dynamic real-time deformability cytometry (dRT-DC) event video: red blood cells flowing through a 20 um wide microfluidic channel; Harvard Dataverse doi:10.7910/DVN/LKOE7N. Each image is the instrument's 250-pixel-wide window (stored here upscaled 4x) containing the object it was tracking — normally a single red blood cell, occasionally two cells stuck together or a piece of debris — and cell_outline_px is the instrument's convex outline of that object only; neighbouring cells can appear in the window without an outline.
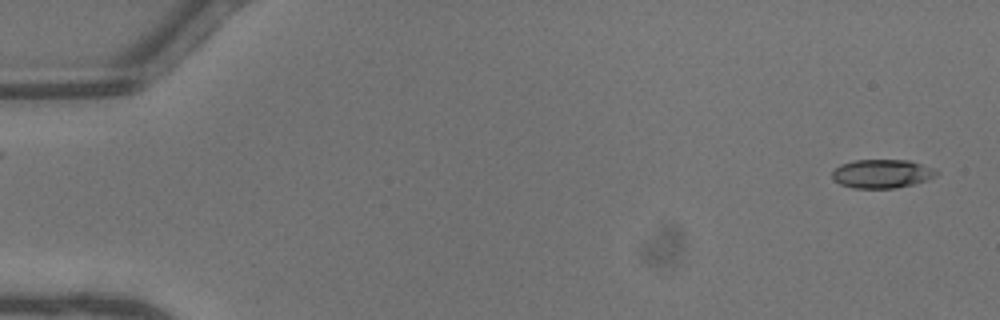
{"species": "common noctule bat (a hibernating species)", "species_latin": "Nyctalus noctula", "temperature_condition": "warm", "stored_images_in_passage": 45, "camera_frame_rate_fps": 3000, "um_per_image_px": 0.085, "animal": {"sex": "male", "body_mass_g": 13.3}, "frame": {"image": 1, "passage_image": 1, "time_ms": 0.0, "image_size_px": [1000, 320], "cell_outline_px": [[940, 172], [936, 176], [928, 180], [896, 188], [852, 188], [840, 184], [832, 180], [832, 172], [840, 164], [856, 160], [908, 160], [936, 168]], "centroid_in_image_um": [74.99, 14.76], "position_along_channel_um": 10.0, "area_um2": 17.63}}
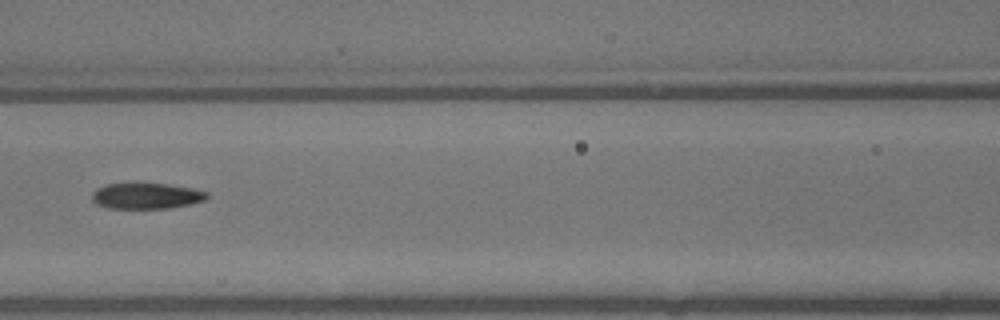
{"frame": {"image": 2, "passage_image": 20, "time_ms": 6.333, "image_size_px": [1000, 320], "cell_outline_px": [[208, 196], [204, 200], [172, 208], [108, 208], [96, 204], [92, 200], [92, 192], [96, 188], [104, 184], [168, 184], [192, 188], [208, 192]], "centroid_in_image_um": [12.41, 16.65], "position_along_channel_um": 154.2, "area_um2": 17.22}}
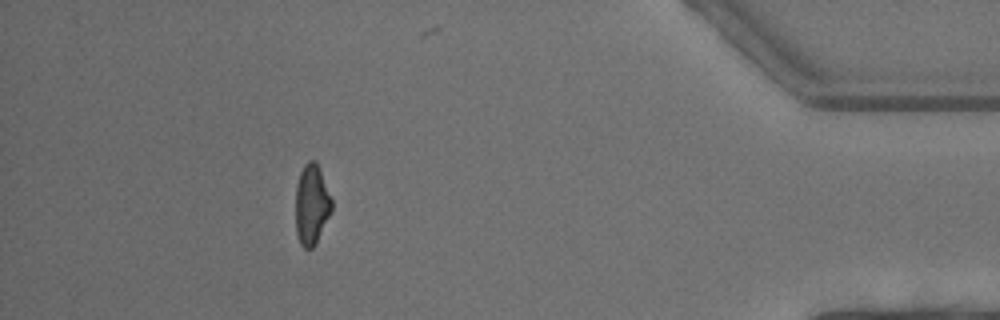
{"frame": {"image": 3, "passage_image": 40, "time_ms": 13.0, "image_size_px": [1000, 320], "cell_outline_px": [[332, 212], [316, 244], [312, 248], [304, 248], [300, 244], [296, 232], [296, 184], [300, 172], [304, 164], [308, 160], [316, 160], [320, 168], [332, 200]], "centroid_in_image_um": [26.5, 17.38], "position_along_channel_um": 408.7, "area_um2": 17.17}, "authors_computed_cell_mechanics": {"area_um2": 17.8024, "velocity_mm_per_s": 4.6171, "shape_relaxation_time_tau1_ms": 5.8347, "shape_relaxation_time_tau2_ms": 5.3159, "deformation_change_tau1": 0.1977, "deformation_change_tau2": 0.1412}}